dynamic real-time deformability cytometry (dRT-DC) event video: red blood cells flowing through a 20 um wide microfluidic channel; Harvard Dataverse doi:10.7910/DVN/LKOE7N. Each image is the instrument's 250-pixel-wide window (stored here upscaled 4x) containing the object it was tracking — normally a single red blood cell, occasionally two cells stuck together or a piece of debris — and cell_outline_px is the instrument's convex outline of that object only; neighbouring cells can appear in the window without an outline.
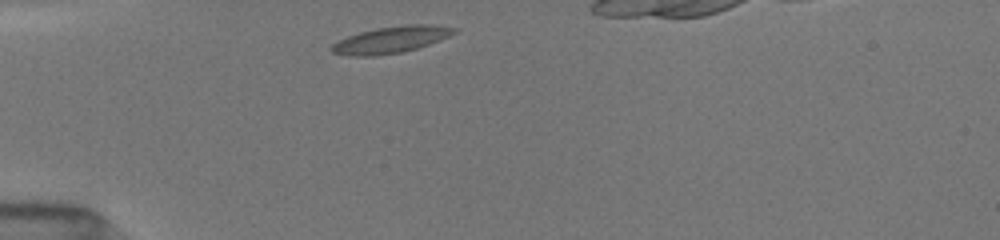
{"species": "common noctule bat (a hibernating species)", "species_latin": "Nyctalus noctula", "temperature_condition": "room temperature", "stored_images_in_passage": 32, "camera_frame_rate_fps": 3000, "um_per_image_px": 0.085, "animal": {"sex": "female", "body_mass_g": 19.5, "forearm_length_mm": 54.1}, "frame": {"image": 1, "passage_image": 1, "time_ms": 0.0, "image_size_px": [1000, 240], "cell_outline_px": [[456, 32], [448, 36], [428, 44], [416, 48], [400, 52], [372, 56], [352, 56], [332, 52], [328, 48], [332, 44], [348, 36], [360, 32], [376, 28], [412, 24], [424, 24], [456, 28]], "centroid_in_image_um": [33.18, 3.38], "position_along_channel_um": 51.8, "area_um2": 18.55}}
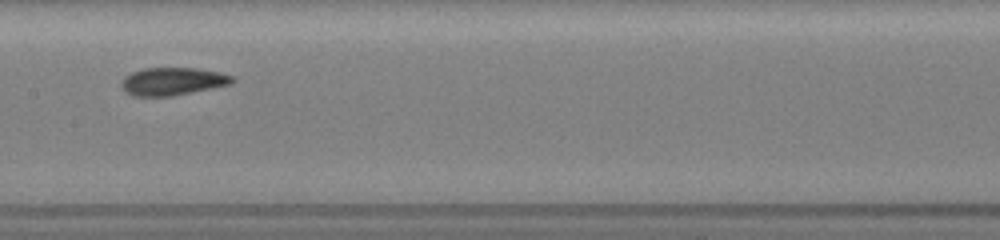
{"frame": {"image": 2, "passage_image": 13, "time_ms": 4.0, "image_size_px": [1000, 240], "cell_outline_px": [[236, 80], [232, 84], [172, 96], [132, 96], [120, 84], [124, 76], [132, 72], [144, 68], [196, 68], [220, 72], [232, 76]], "centroid_in_image_um": [14.69, 6.91], "position_along_channel_um": 192.7, "area_um2": 17.92}}
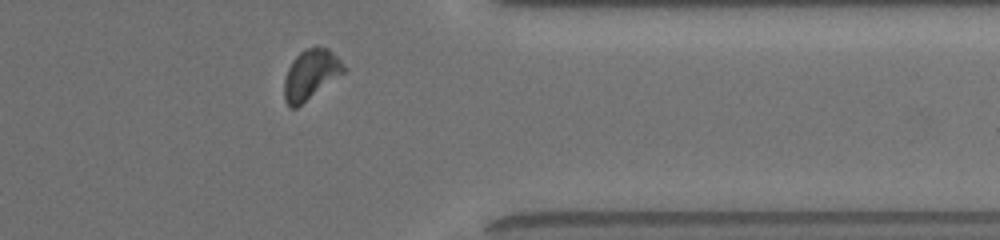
{"frame": {"image": 3, "passage_image": 28, "time_ms": 9.0, "image_size_px": [1000, 240], "cell_outline_px": [[348, 68], [344, 72], [296, 108], [288, 108], [284, 100], [284, 80], [288, 68], [292, 60], [304, 48], [316, 44], [328, 48]], "centroid_in_image_um": [26.39, 6.3], "position_along_channel_um": 385.0, "area_um2": 17.46}}